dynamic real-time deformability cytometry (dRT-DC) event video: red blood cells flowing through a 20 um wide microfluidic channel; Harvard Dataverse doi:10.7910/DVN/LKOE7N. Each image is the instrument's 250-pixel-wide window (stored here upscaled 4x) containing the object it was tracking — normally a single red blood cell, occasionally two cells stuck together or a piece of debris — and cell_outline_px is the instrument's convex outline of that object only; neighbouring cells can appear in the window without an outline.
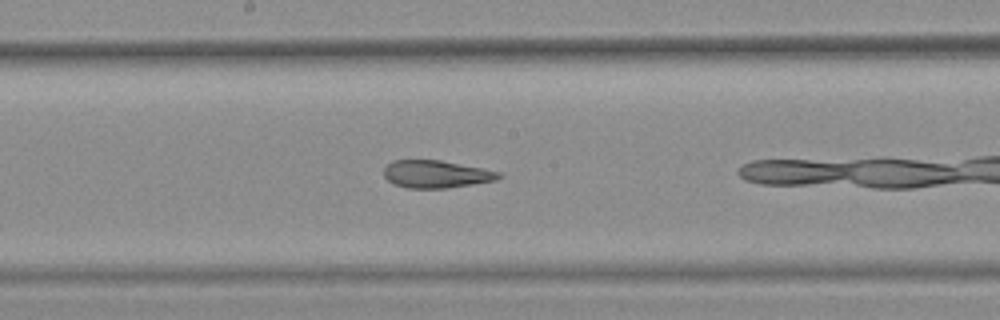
{"species": "common noctule bat (a hibernating species)", "species_latin": "Nyctalus noctula", "temperature_condition": "warm", "stored_images_in_passage": 16, "camera_frame_rate_fps": 3000, "um_per_image_px": 0.085, "animal": {"sex": "female", "body_mass_g": 25.1}, "frame": {"image": 1, "passage_image": 12, "time_ms": 3.667, "image_size_px": [1000, 320], "cell_outline_px": [[504, 176], [496, 180], [472, 184], [444, 188], [408, 188], [396, 184], [388, 180], [384, 176], [384, 168], [392, 160], [440, 160], [500, 172]], "centroid_in_image_um": [37.07, 14.8], "position_along_channel_um": 211.1, "area_um2": 18.21}}